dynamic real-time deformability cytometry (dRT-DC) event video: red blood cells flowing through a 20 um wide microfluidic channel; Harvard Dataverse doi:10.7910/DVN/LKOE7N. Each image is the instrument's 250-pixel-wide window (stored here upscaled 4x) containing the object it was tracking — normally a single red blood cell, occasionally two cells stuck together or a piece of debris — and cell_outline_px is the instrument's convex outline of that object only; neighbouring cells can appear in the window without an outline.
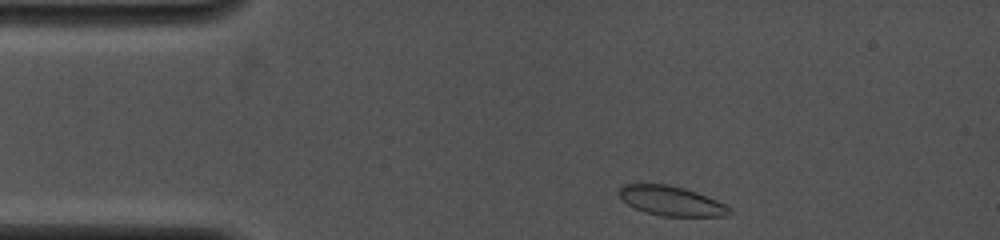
{"species": "common noctule bat (a hibernating species)", "species_latin": "Nyctalus noctula", "temperature_condition": "cold", "stored_images_in_passage": 34, "camera_frame_rate_fps": 4000, "um_per_image_px": 0.085, "animal": {"sex": "female", "body_mass_g": 19.0, "forearm_length_mm": 53.3}, "frame": {"image": 1, "passage_image": 1, "time_ms": 0.0, "image_size_px": [1000, 240], "cell_outline_px": [[732, 212], [724, 216], [660, 216], [644, 212], [628, 204], [616, 192], [624, 184], [668, 184], [684, 188], [696, 192], [716, 200], [732, 208]], "centroid_in_image_um": [57.05, 17.08], "position_along_channel_um": 27.9, "area_um2": 18.96}}
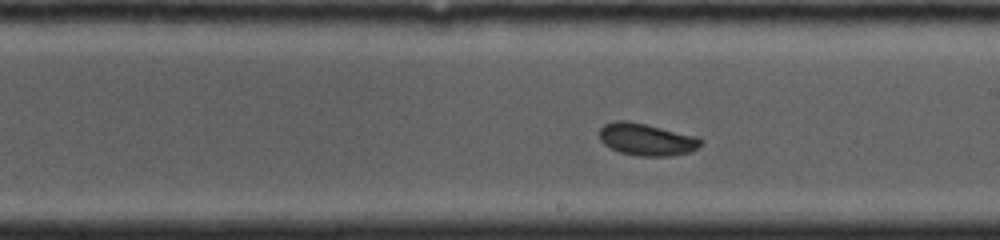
{"frame": {"image": 2, "passage_image": 20, "time_ms": 6.25, "image_size_px": [1000, 240], "cell_outline_px": [[704, 140], [692, 152], [668, 156], [640, 156], [620, 152], [604, 144], [600, 140], [600, 128], [604, 124], [616, 120], [628, 120], [700, 136]], "centroid_in_image_um": [55.0, 11.84], "position_along_channel_um": 234.0, "area_um2": 19.19}}
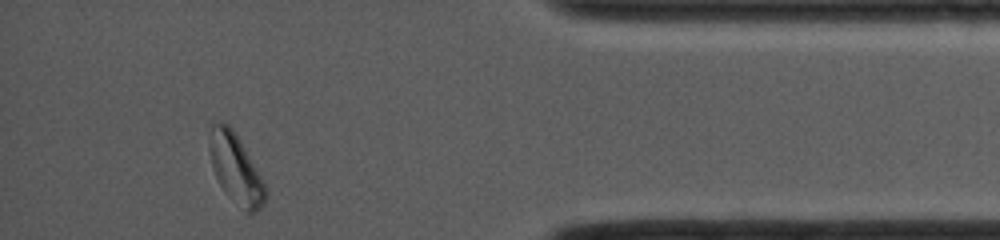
{"frame": {"image": 3, "passage_image": 34, "time_ms": 11.25, "image_size_px": [1000, 240], "cell_outline_px": [[268, 192], [264, 204], [256, 212], [244, 212], [224, 192], [212, 168], [208, 148], [208, 140], [212, 124], [220, 120], [224, 120], [232, 128], [240, 140], [264, 180]], "centroid_in_image_um": [20.03, 14.33], "position_along_channel_um": 415.2, "area_um2": 23.12}, "authors_computed_cell_mechanics": {"area_um2": 19.074, "velocity_mm_per_s": 4.1158, "shape_relaxation_time_tau1_ms": 5.0811, "shape_relaxation_time_tau2_ms": null, "deformation_change_tau1": 0.1052, "deformation_change_tau2": null}}